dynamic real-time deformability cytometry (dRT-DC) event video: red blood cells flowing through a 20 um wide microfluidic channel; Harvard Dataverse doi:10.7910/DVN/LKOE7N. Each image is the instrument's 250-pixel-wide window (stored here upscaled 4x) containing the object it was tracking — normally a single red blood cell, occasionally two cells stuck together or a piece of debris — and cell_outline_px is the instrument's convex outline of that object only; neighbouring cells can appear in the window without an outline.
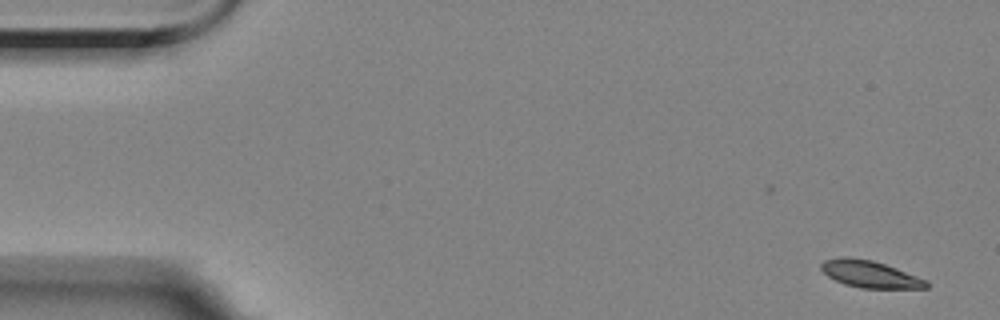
{"species": "Egyptian fruit bat (a non-hibernating species)", "species_latin": "Rousettus aegyptiacus", "temperature_condition": "room temperature", "stored_images_in_passage": 5, "camera_frame_rate_fps": 3000, "um_per_image_px": 0.085, "animal": {"sex": "female"}, "frame": {"image": 1, "passage_image": 1, "time_ms": 0.0, "image_size_px": [1000, 320], "cell_outline_px": [[928, 288], [860, 288], [844, 284], [828, 276], [820, 268], [820, 264], [824, 260], [844, 256], [848, 256], [872, 260], [896, 268], [928, 280]], "centroid_in_image_um": [73.94, 23.3], "position_along_channel_um": 11.1, "area_um2": 16.53}}
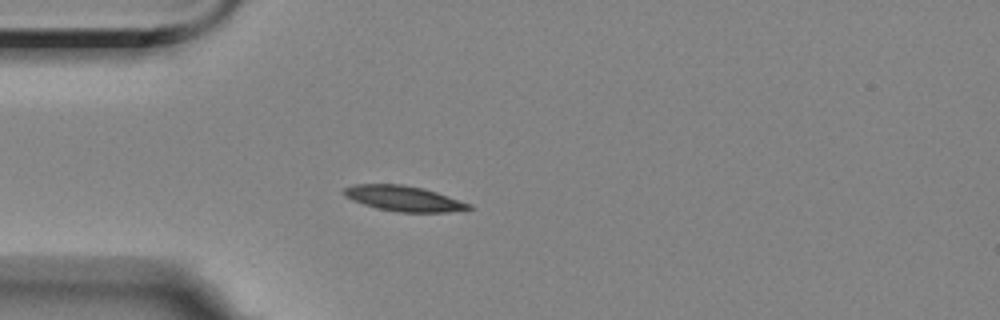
{"frame": {"image": 2, "passage_image": 4, "time_ms": 4.333, "image_size_px": [1000, 320], "cell_outline_px": [[472, 208], [448, 212], [396, 212], [376, 208], [352, 200], [344, 196], [340, 192], [344, 188], [352, 184], [404, 184], [424, 188], [472, 204]], "centroid_in_image_um": [34.26, 16.86], "position_along_channel_um": 50.7, "area_um2": 18.61}}